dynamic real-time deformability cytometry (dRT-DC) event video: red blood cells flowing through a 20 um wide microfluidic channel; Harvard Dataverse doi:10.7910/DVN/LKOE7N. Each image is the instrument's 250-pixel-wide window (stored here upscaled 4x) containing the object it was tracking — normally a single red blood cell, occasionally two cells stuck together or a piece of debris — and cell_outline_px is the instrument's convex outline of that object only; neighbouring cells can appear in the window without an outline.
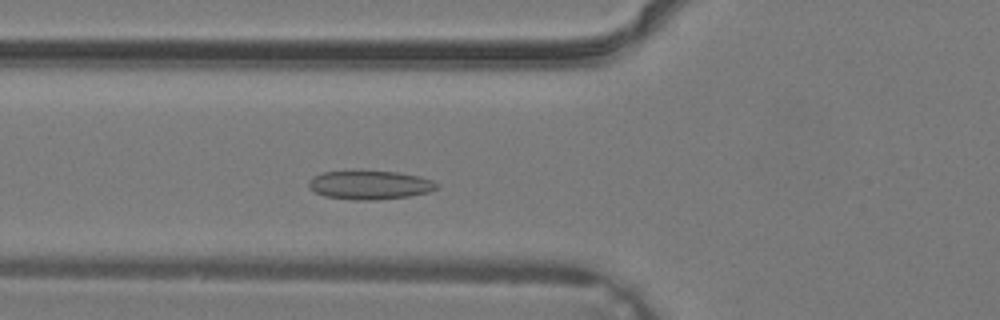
{"species": "common noctule bat (a hibernating species)", "species_latin": "Nyctalus noctula", "temperature_condition": "warm", "stored_images_in_passage": 33, "camera_frame_rate_fps": 3000, "um_per_image_px": 0.085, "animal": {"sex": "male", "body_mass_g": 19.2, "forearm_length_mm": 51.8}, "frame": {"image": 1, "passage_image": 9, "time_ms": 2.667, "image_size_px": [1000, 320], "cell_outline_px": [[440, 188], [428, 192], [408, 196], [376, 200], [356, 200], [324, 196], [308, 188], [308, 180], [312, 176], [320, 172], [360, 168], [400, 172], [420, 176], [432, 180], [440, 184]], "centroid_in_image_um": [31.41, 15.67], "position_along_channel_um": 94.4, "area_um2": 22.6}}
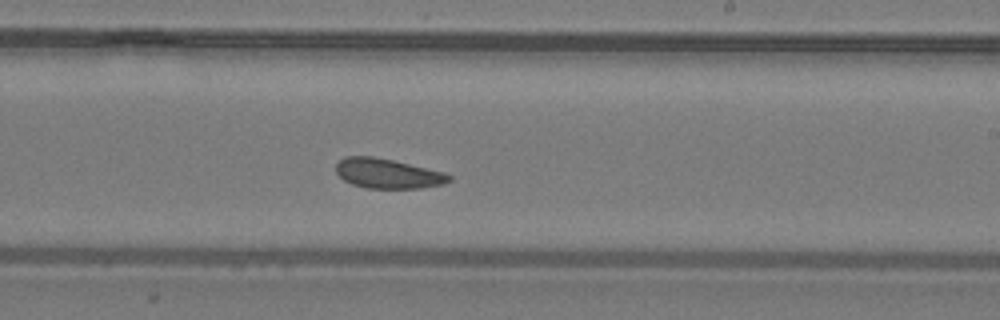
{"frame": {"image": 2, "passage_image": 18, "time_ms": 5.667, "image_size_px": [1000, 320], "cell_outline_px": [[452, 180], [444, 184], [420, 188], [364, 188], [352, 184], [344, 180], [336, 172], [336, 164], [344, 156], [372, 156], [392, 160], [444, 172], [452, 176]], "centroid_in_image_um": [32.95, 14.75], "position_along_channel_um": 256.0, "area_um2": 19.59}}
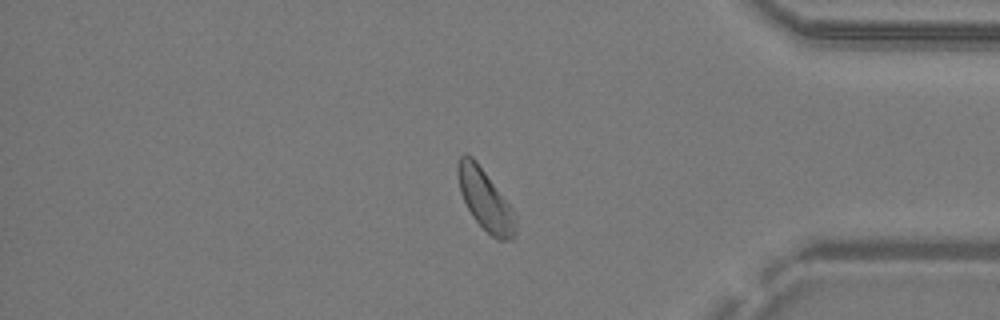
{"frame": {"image": 3, "passage_image": 27, "time_ms": 8.667, "image_size_px": [1000, 320], "cell_outline_px": [[516, 232], [512, 240], [496, 240], [472, 216], [460, 192], [456, 168], [460, 156], [464, 152], [472, 156], [476, 160], [516, 212]], "centroid_in_image_um": [41.26, 16.97], "position_along_channel_um": 393.9, "area_um2": 20.63}}